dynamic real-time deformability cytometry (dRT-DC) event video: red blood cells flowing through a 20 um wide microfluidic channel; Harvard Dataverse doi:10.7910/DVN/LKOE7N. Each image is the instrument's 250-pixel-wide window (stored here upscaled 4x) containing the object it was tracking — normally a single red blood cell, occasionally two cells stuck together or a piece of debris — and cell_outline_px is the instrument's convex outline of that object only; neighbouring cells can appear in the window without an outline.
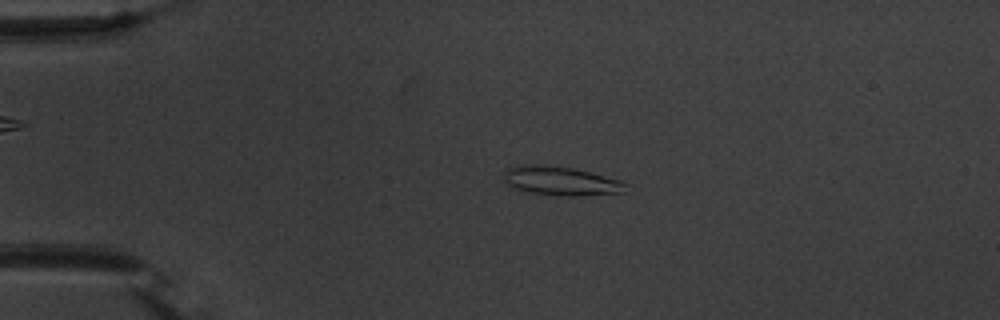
{"species": "common noctule bat (a hibernating species)", "species_latin": "Nyctalus noctula", "temperature_condition": "warm", "stored_images_in_passage": 10, "camera_frame_rate_fps": 3000, "um_per_image_px": 0.085, "animal": {"sex": "male", "body_mass_g": 20.1, "forearm_length_mm": 53.5}, "frame": {"image": 1, "passage_image": 5, "time_ms": 1.333, "image_size_px": [1000, 320], "cell_outline_px": [[624, 184], [620, 192], [580, 196], [556, 196], [528, 192], [516, 188], [508, 184], [504, 180], [504, 172], [508, 168], [524, 164], [540, 164], [572, 168], [620, 180]], "centroid_in_image_um": [47.58, 15.38], "position_along_channel_um": 37.4, "area_um2": 20.17}}